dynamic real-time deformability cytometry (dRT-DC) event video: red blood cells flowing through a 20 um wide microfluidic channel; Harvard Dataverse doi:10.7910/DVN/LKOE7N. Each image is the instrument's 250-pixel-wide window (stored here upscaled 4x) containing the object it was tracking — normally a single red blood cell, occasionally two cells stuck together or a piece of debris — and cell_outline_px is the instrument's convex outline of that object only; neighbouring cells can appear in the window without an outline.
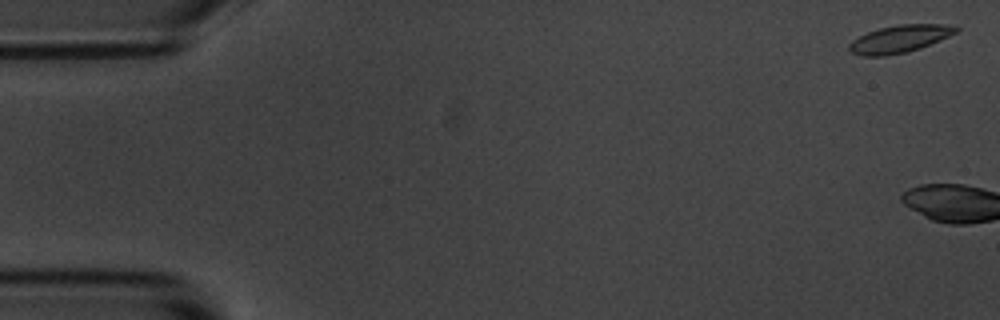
{"species": "common noctule bat (a hibernating species)", "species_latin": "Nyctalus noctula", "temperature_condition": "room temperature", "stored_images_in_passage": 6, "camera_frame_rate_fps": 3000, "um_per_image_px": 0.085, "animal": {"sex": "male", "body_mass_g": 20.1, "forearm_length_mm": 53.5}, "frame": {"image": 1, "passage_image": 1, "time_ms": 0.0, "image_size_px": [1000, 320], "cell_outline_px": [[960, 28], [956, 32], [940, 40], [920, 48], [908, 52], [884, 56], [860, 56], [852, 52], [848, 48], [848, 44], [852, 40], [868, 32], [880, 28], [900, 24], [956, 24]], "centroid_in_image_um": [76.49, 3.3], "position_along_channel_um": 8.5, "area_um2": 17.17}}